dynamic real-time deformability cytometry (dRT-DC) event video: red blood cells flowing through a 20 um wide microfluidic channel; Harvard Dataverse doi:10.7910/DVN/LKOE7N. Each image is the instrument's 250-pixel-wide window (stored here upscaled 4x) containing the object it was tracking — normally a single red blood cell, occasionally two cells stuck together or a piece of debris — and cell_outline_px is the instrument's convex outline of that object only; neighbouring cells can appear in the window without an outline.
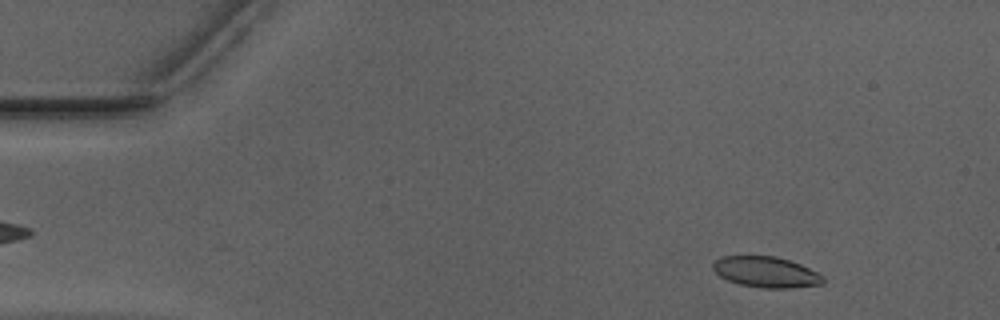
{"species": "Egyptian fruit bat (a non-hibernating species)", "species_latin": "Rousettus aegyptiacus", "temperature_condition": "warm", "stored_images_in_passage": 52, "camera_frame_rate_fps": 3000, "um_per_image_px": 0.085, "animal": {"sex": "male"}, "frame": {"image": 1, "passage_image": 6, "time_ms": 1.667, "image_size_px": [1000, 320], "cell_outline_px": [[824, 284], [788, 288], [764, 288], [740, 284], [728, 280], [720, 276], [712, 268], [712, 264], [720, 256], [776, 256], [800, 264], [824, 276]], "centroid_in_image_um": [65.11, 23.12], "position_along_channel_um": 19.9, "area_um2": 19.65}}
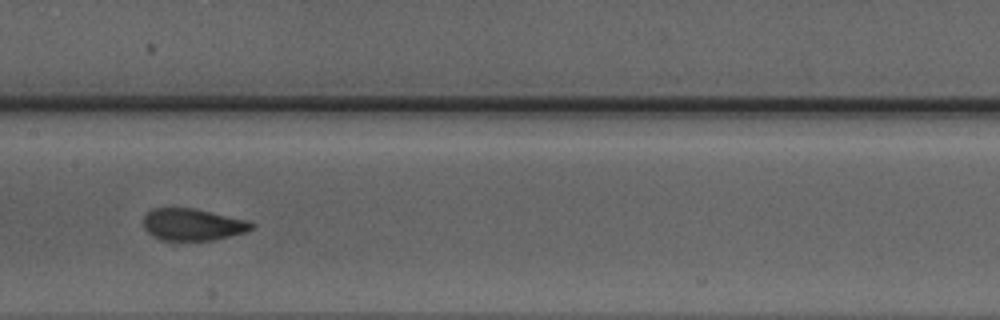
{"frame": {"image": 2, "passage_image": 26, "time_ms": 8.333, "image_size_px": [1000, 320], "cell_outline_px": [[256, 228], [244, 232], [212, 240], [160, 240], [152, 236], [144, 228], [144, 216], [152, 208], [196, 208], [248, 220], [256, 224]], "centroid_in_image_um": [16.4, 19.08], "position_along_channel_um": 191.0, "area_um2": 20.23}}
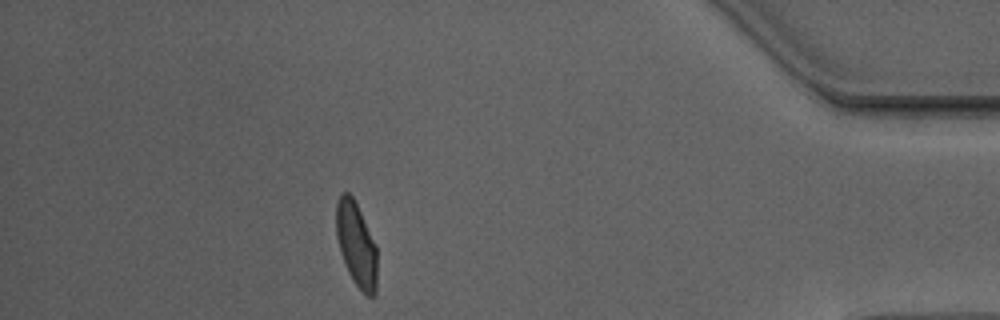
{"frame": {"image": 3, "passage_image": 46, "time_ms": 15.0, "image_size_px": [1000, 320], "cell_outline_px": [[376, 292], [372, 296], [364, 296], [352, 280], [344, 264], [340, 252], [336, 236], [336, 204], [340, 192], [348, 192], [352, 196], [376, 244]], "centroid_in_image_um": [30.27, 20.8], "position_along_channel_um": 404.9, "area_um2": 20.23}, "authors_computed_cell_mechanics": {"area_um2": 20.23, "velocity_mm_per_s": 3.9446, "shape_relaxation_time_tau1_ms": 3.5322, "shape_relaxation_time_tau2_ms": 0.8144, "deformation_change_tau1": 0.1239, "deformation_change_tau2": 0.0592}}